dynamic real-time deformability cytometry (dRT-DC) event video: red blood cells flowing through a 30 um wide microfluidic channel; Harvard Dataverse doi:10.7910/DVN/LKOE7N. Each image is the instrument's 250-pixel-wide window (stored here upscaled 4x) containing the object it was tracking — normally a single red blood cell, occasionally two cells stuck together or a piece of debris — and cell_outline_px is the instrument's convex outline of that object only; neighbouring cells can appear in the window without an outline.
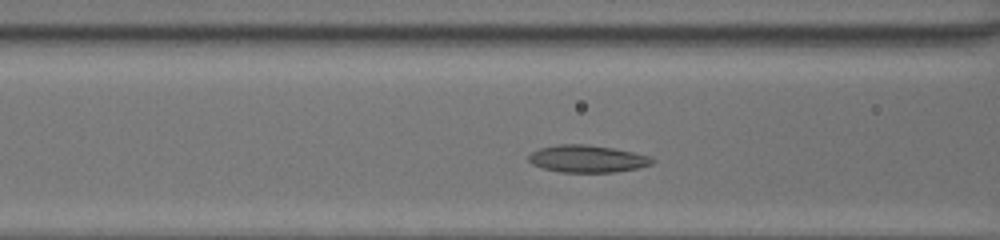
{"species": "common noctule bat (a hibernating species)", "species_latin": "Nyctalus noctula", "temperature_condition": "room temperature", "stored_images_in_passage": 29, "camera_frame_rate_fps": 3000, "um_per_image_px": 0.085, "animal": {"sex": "female", "body_mass_g": 20.0, "forearm_length_mm": 54.0}, "frame": {"image": 1, "passage_image": 8, "time_ms": 2.333, "image_size_px": [1000, 240], "cell_outline_px": [[656, 160], [652, 164], [636, 168], [616, 172], [560, 172], [540, 168], [532, 164], [528, 160], [528, 156], [532, 152], [540, 148], [556, 144], [584, 144], [612, 148], [652, 156]], "centroid_in_image_um": [49.91, 13.5], "position_along_channel_um": 116.7, "area_um2": 19.71}}
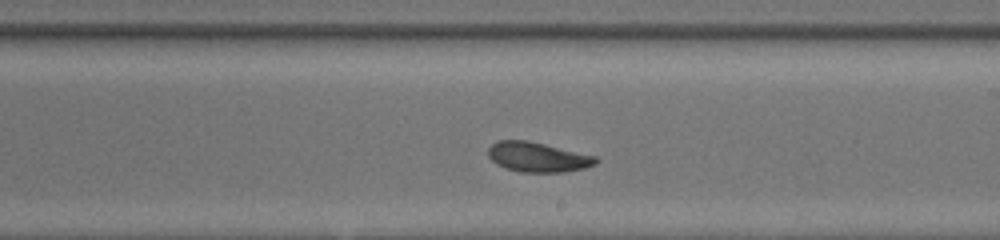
{"frame": {"image": 2, "passage_image": 17, "time_ms": 5.333, "image_size_px": [1000, 240], "cell_outline_px": [[600, 160], [596, 164], [584, 168], [564, 172], [520, 172], [504, 168], [496, 164], [488, 156], [488, 148], [496, 140], [528, 140], [596, 156]], "centroid_in_image_um": [45.69, 13.35], "position_along_channel_um": 243.3, "area_um2": 18.84}}
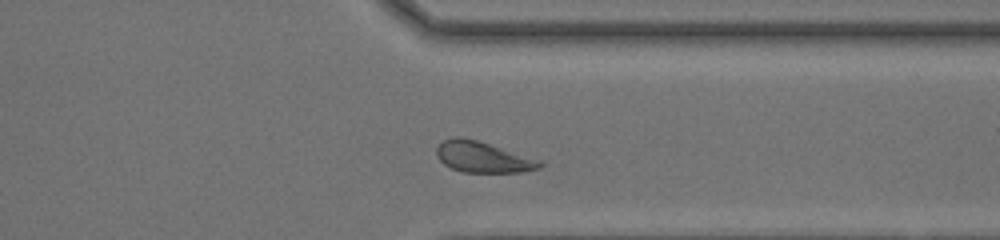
{"frame": {"image": 3, "passage_image": 26, "time_ms": 8.333, "image_size_px": [1000, 240], "cell_outline_px": [[544, 164], [540, 168], [520, 172], [464, 172], [452, 168], [444, 164], [436, 156], [436, 148], [444, 140], [452, 136], [460, 136], [476, 140], [544, 160]], "centroid_in_image_um": [41.08, 13.34], "position_along_channel_um": 370.3, "area_um2": 18.73}, "authors_computed_cell_mechanics": {"area_um2": 19.2474, "velocity_mm_per_s": 4.2342, "shape_relaxation_time_tau1_ms": 4.5566, "shape_relaxation_time_tau2_ms": 9.015, "deformation_change_tau1": 0.1159, "deformation_change_tau2": 0.1346}}